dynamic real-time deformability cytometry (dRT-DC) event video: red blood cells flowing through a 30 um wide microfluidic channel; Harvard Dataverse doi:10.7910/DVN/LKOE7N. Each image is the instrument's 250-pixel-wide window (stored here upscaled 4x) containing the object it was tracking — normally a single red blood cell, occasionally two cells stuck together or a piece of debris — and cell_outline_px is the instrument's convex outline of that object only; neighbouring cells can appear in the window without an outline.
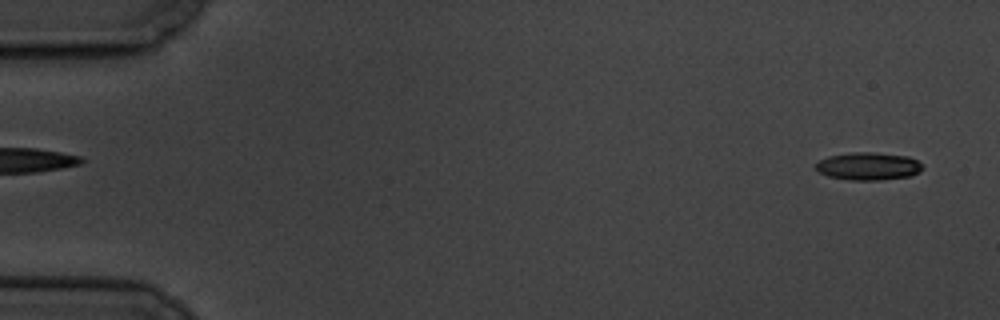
{"species": "common noctule bat (a hibernating species)", "species_latin": "Nyctalus noctula", "temperature_condition": "cold", "stored_images_in_passage": 5, "camera_frame_rate_fps": 3000, "um_per_image_px": 0.085, "animal": {"sex": "male", "body_mass_g": 19.5, "forearm_length_mm": 54.6}, "frame": {"image": 1, "passage_image": 1, "time_ms": 0.0, "image_size_px": [1000, 320], "cell_outline_px": [[924, 168], [920, 172], [908, 176], [880, 180], [852, 180], [828, 176], [820, 172], [816, 168], [816, 164], [820, 160], [828, 156], [848, 152], [872, 152], [908, 156], [916, 160]], "centroid_in_image_um": [73.81, 14.12], "position_along_channel_um": 11.2, "area_um2": 17.17}}
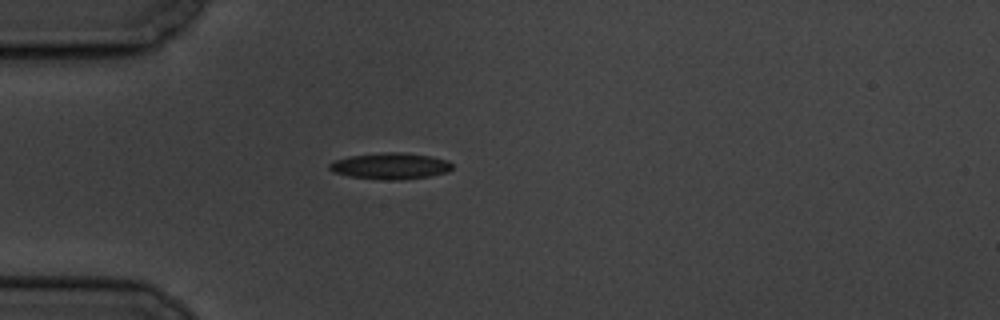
{"frame": {"image": 2, "passage_image": 4, "time_ms": 4.667, "image_size_px": [1000, 320], "cell_outline_px": [[452, 168], [448, 172], [428, 176], [400, 180], [384, 180], [352, 176], [332, 172], [328, 168], [328, 164], [336, 160], [348, 156], [384, 152], [400, 152], [428, 156], [448, 160], [452, 164]], "centroid_in_image_um": [33.17, 14.11], "position_along_channel_um": 51.8, "area_um2": 18.73}}